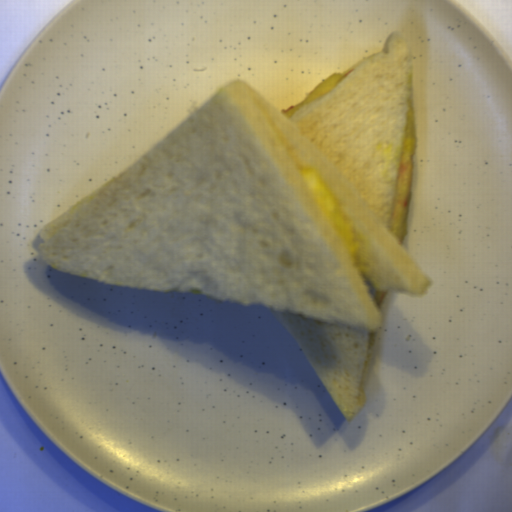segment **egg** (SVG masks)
Instances as JSON below:
<instances>
[{
	"label": "egg",
	"instance_id": "d2b9013d",
	"mask_svg": "<svg viewBox=\"0 0 512 512\" xmlns=\"http://www.w3.org/2000/svg\"><path fill=\"white\" fill-rule=\"evenodd\" d=\"M416 134L412 120L405 123L395 192L390 216V234L400 244L407 237L414 174Z\"/></svg>",
	"mask_w": 512,
	"mask_h": 512
},
{
	"label": "egg",
	"instance_id": "2799bb9f",
	"mask_svg": "<svg viewBox=\"0 0 512 512\" xmlns=\"http://www.w3.org/2000/svg\"><path fill=\"white\" fill-rule=\"evenodd\" d=\"M300 176L320 207L349 259L357 261L361 257V245L356 237V229L340 207L317 171L304 170Z\"/></svg>",
	"mask_w": 512,
	"mask_h": 512
},
{
	"label": "egg",
	"instance_id": "db1cbce2",
	"mask_svg": "<svg viewBox=\"0 0 512 512\" xmlns=\"http://www.w3.org/2000/svg\"><path fill=\"white\" fill-rule=\"evenodd\" d=\"M342 73H334L332 75H329L325 80H323L301 103L298 105H292L287 110L284 111L283 115L287 119H291L297 110L308 104L314 99H317L319 97H322L329 92L336 89V87L339 85V83L343 79Z\"/></svg>",
	"mask_w": 512,
	"mask_h": 512
}]
</instances>
